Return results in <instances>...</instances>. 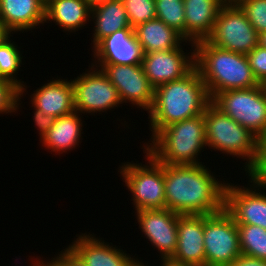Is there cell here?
I'll return each instance as SVG.
<instances>
[{
  "label": "cell",
  "instance_id": "22",
  "mask_svg": "<svg viewBox=\"0 0 266 266\" xmlns=\"http://www.w3.org/2000/svg\"><path fill=\"white\" fill-rule=\"evenodd\" d=\"M91 7L85 0H49L45 6V24L50 22L73 34L87 28L90 23Z\"/></svg>",
  "mask_w": 266,
  "mask_h": 266
},
{
  "label": "cell",
  "instance_id": "5",
  "mask_svg": "<svg viewBox=\"0 0 266 266\" xmlns=\"http://www.w3.org/2000/svg\"><path fill=\"white\" fill-rule=\"evenodd\" d=\"M206 145L211 152L242 159L241 173L252 167L257 158L258 138L210 102L204 110ZM246 160V161H245Z\"/></svg>",
  "mask_w": 266,
  "mask_h": 266
},
{
  "label": "cell",
  "instance_id": "32",
  "mask_svg": "<svg viewBox=\"0 0 266 266\" xmlns=\"http://www.w3.org/2000/svg\"><path fill=\"white\" fill-rule=\"evenodd\" d=\"M252 73L260 84L266 79V48L259 44L247 54Z\"/></svg>",
  "mask_w": 266,
  "mask_h": 266
},
{
  "label": "cell",
  "instance_id": "6",
  "mask_svg": "<svg viewBox=\"0 0 266 266\" xmlns=\"http://www.w3.org/2000/svg\"><path fill=\"white\" fill-rule=\"evenodd\" d=\"M144 162H123L119 165L120 179L125 183L126 190L135 211L145 209L166 208L164 186V164L159 163L146 149L143 150Z\"/></svg>",
  "mask_w": 266,
  "mask_h": 266
},
{
  "label": "cell",
  "instance_id": "2",
  "mask_svg": "<svg viewBox=\"0 0 266 266\" xmlns=\"http://www.w3.org/2000/svg\"><path fill=\"white\" fill-rule=\"evenodd\" d=\"M211 102L198 69L185 77L167 82L155 89L154 101L148 113L151 141L163 128L204 113Z\"/></svg>",
  "mask_w": 266,
  "mask_h": 266
},
{
  "label": "cell",
  "instance_id": "12",
  "mask_svg": "<svg viewBox=\"0 0 266 266\" xmlns=\"http://www.w3.org/2000/svg\"><path fill=\"white\" fill-rule=\"evenodd\" d=\"M247 179V185L227 182L224 209L237 225H256L266 229V188Z\"/></svg>",
  "mask_w": 266,
  "mask_h": 266
},
{
  "label": "cell",
  "instance_id": "9",
  "mask_svg": "<svg viewBox=\"0 0 266 266\" xmlns=\"http://www.w3.org/2000/svg\"><path fill=\"white\" fill-rule=\"evenodd\" d=\"M205 266H229L241 255L238 225L225 210L204 215Z\"/></svg>",
  "mask_w": 266,
  "mask_h": 266
},
{
  "label": "cell",
  "instance_id": "15",
  "mask_svg": "<svg viewBox=\"0 0 266 266\" xmlns=\"http://www.w3.org/2000/svg\"><path fill=\"white\" fill-rule=\"evenodd\" d=\"M75 237L68 247L86 266H131L137 259L136 254L133 256L132 252L131 255L96 234L86 232Z\"/></svg>",
  "mask_w": 266,
  "mask_h": 266
},
{
  "label": "cell",
  "instance_id": "1",
  "mask_svg": "<svg viewBox=\"0 0 266 266\" xmlns=\"http://www.w3.org/2000/svg\"><path fill=\"white\" fill-rule=\"evenodd\" d=\"M205 164H164L167 209L179 215H210L224 209L228 181H221Z\"/></svg>",
  "mask_w": 266,
  "mask_h": 266
},
{
  "label": "cell",
  "instance_id": "20",
  "mask_svg": "<svg viewBox=\"0 0 266 266\" xmlns=\"http://www.w3.org/2000/svg\"><path fill=\"white\" fill-rule=\"evenodd\" d=\"M83 118L77 111L56 118L51 128L39 139L44 150L55 152L54 156L75 150L84 137Z\"/></svg>",
  "mask_w": 266,
  "mask_h": 266
},
{
  "label": "cell",
  "instance_id": "21",
  "mask_svg": "<svg viewBox=\"0 0 266 266\" xmlns=\"http://www.w3.org/2000/svg\"><path fill=\"white\" fill-rule=\"evenodd\" d=\"M185 39L192 42L206 39L213 31L221 0H183Z\"/></svg>",
  "mask_w": 266,
  "mask_h": 266
},
{
  "label": "cell",
  "instance_id": "42",
  "mask_svg": "<svg viewBox=\"0 0 266 266\" xmlns=\"http://www.w3.org/2000/svg\"><path fill=\"white\" fill-rule=\"evenodd\" d=\"M259 85L263 91L265 98H266V79L263 82H261Z\"/></svg>",
  "mask_w": 266,
  "mask_h": 266
},
{
  "label": "cell",
  "instance_id": "23",
  "mask_svg": "<svg viewBox=\"0 0 266 266\" xmlns=\"http://www.w3.org/2000/svg\"><path fill=\"white\" fill-rule=\"evenodd\" d=\"M91 48L116 31L131 27L122 0H108L91 8Z\"/></svg>",
  "mask_w": 266,
  "mask_h": 266
},
{
  "label": "cell",
  "instance_id": "26",
  "mask_svg": "<svg viewBox=\"0 0 266 266\" xmlns=\"http://www.w3.org/2000/svg\"><path fill=\"white\" fill-rule=\"evenodd\" d=\"M241 254L266 260V229L256 225H238Z\"/></svg>",
  "mask_w": 266,
  "mask_h": 266
},
{
  "label": "cell",
  "instance_id": "8",
  "mask_svg": "<svg viewBox=\"0 0 266 266\" xmlns=\"http://www.w3.org/2000/svg\"><path fill=\"white\" fill-rule=\"evenodd\" d=\"M211 102L258 139L266 135V98L260 85L223 91Z\"/></svg>",
  "mask_w": 266,
  "mask_h": 266
},
{
  "label": "cell",
  "instance_id": "18",
  "mask_svg": "<svg viewBox=\"0 0 266 266\" xmlns=\"http://www.w3.org/2000/svg\"><path fill=\"white\" fill-rule=\"evenodd\" d=\"M57 77V78H56ZM40 85L29 99L30 104L40 109L45 115L55 118L67 115L74 110L73 85L70 80L58 75Z\"/></svg>",
  "mask_w": 266,
  "mask_h": 266
},
{
  "label": "cell",
  "instance_id": "35",
  "mask_svg": "<svg viewBox=\"0 0 266 266\" xmlns=\"http://www.w3.org/2000/svg\"><path fill=\"white\" fill-rule=\"evenodd\" d=\"M229 266H266V260L241 254Z\"/></svg>",
  "mask_w": 266,
  "mask_h": 266
},
{
  "label": "cell",
  "instance_id": "16",
  "mask_svg": "<svg viewBox=\"0 0 266 266\" xmlns=\"http://www.w3.org/2000/svg\"><path fill=\"white\" fill-rule=\"evenodd\" d=\"M89 50L94 58L91 64L139 65L144 55L133 27L114 32Z\"/></svg>",
  "mask_w": 266,
  "mask_h": 266
},
{
  "label": "cell",
  "instance_id": "31",
  "mask_svg": "<svg viewBox=\"0 0 266 266\" xmlns=\"http://www.w3.org/2000/svg\"><path fill=\"white\" fill-rule=\"evenodd\" d=\"M20 89L11 81L0 79V115L18 114L17 99Z\"/></svg>",
  "mask_w": 266,
  "mask_h": 266
},
{
  "label": "cell",
  "instance_id": "24",
  "mask_svg": "<svg viewBox=\"0 0 266 266\" xmlns=\"http://www.w3.org/2000/svg\"><path fill=\"white\" fill-rule=\"evenodd\" d=\"M134 32L143 53L179 48L186 39L158 18L141 23Z\"/></svg>",
  "mask_w": 266,
  "mask_h": 266
},
{
  "label": "cell",
  "instance_id": "36",
  "mask_svg": "<svg viewBox=\"0 0 266 266\" xmlns=\"http://www.w3.org/2000/svg\"><path fill=\"white\" fill-rule=\"evenodd\" d=\"M43 259L44 258L43 257L41 258V256L40 257L39 256H36V258L32 256L30 258V260H29L30 261V264H31V265L29 264V266H48V262L46 260H43Z\"/></svg>",
  "mask_w": 266,
  "mask_h": 266
},
{
  "label": "cell",
  "instance_id": "28",
  "mask_svg": "<svg viewBox=\"0 0 266 266\" xmlns=\"http://www.w3.org/2000/svg\"><path fill=\"white\" fill-rule=\"evenodd\" d=\"M130 26L156 18L155 0H122Z\"/></svg>",
  "mask_w": 266,
  "mask_h": 266
},
{
  "label": "cell",
  "instance_id": "34",
  "mask_svg": "<svg viewBox=\"0 0 266 266\" xmlns=\"http://www.w3.org/2000/svg\"><path fill=\"white\" fill-rule=\"evenodd\" d=\"M31 107H33V120L37 128V133L41 138L54 124L55 117L45 115L40 109L35 108L32 104Z\"/></svg>",
  "mask_w": 266,
  "mask_h": 266
},
{
  "label": "cell",
  "instance_id": "3",
  "mask_svg": "<svg viewBox=\"0 0 266 266\" xmlns=\"http://www.w3.org/2000/svg\"><path fill=\"white\" fill-rule=\"evenodd\" d=\"M195 67L212 100L226 90L252 88L259 85L247 55L210 44L206 39L195 42Z\"/></svg>",
  "mask_w": 266,
  "mask_h": 266
},
{
  "label": "cell",
  "instance_id": "44",
  "mask_svg": "<svg viewBox=\"0 0 266 266\" xmlns=\"http://www.w3.org/2000/svg\"><path fill=\"white\" fill-rule=\"evenodd\" d=\"M41 1H43L46 4L49 0H41Z\"/></svg>",
  "mask_w": 266,
  "mask_h": 266
},
{
  "label": "cell",
  "instance_id": "25",
  "mask_svg": "<svg viewBox=\"0 0 266 266\" xmlns=\"http://www.w3.org/2000/svg\"><path fill=\"white\" fill-rule=\"evenodd\" d=\"M13 35L14 34H10L0 43V78L11 81L20 89L17 99V111H19V109L23 107L21 106V100H24L23 96H26V93L27 95L29 94L26 82L21 81L22 79L17 77V75H19V71L21 70L20 67L25 64L22 60L25 56H23V52L20 51L22 46H18V43L12 40L13 38H16L13 37Z\"/></svg>",
  "mask_w": 266,
  "mask_h": 266
},
{
  "label": "cell",
  "instance_id": "41",
  "mask_svg": "<svg viewBox=\"0 0 266 266\" xmlns=\"http://www.w3.org/2000/svg\"><path fill=\"white\" fill-rule=\"evenodd\" d=\"M159 266H185V265H177L170 261H166V262H161Z\"/></svg>",
  "mask_w": 266,
  "mask_h": 266
},
{
  "label": "cell",
  "instance_id": "7",
  "mask_svg": "<svg viewBox=\"0 0 266 266\" xmlns=\"http://www.w3.org/2000/svg\"><path fill=\"white\" fill-rule=\"evenodd\" d=\"M88 68L76 78L71 79L74 110L82 113L83 116L88 114L95 116V113L102 115L104 112L107 113L109 110L125 105L120 99L118 90L102 69L92 64H89Z\"/></svg>",
  "mask_w": 266,
  "mask_h": 266
},
{
  "label": "cell",
  "instance_id": "10",
  "mask_svg": "<svg viewBox=\"0 0 266 266\" xmlns=\"http://www.w3.org/2000/svg\"><path fill=\"white\" fill-rule=\"evenodd\" d=\"M259 34L236 3L223 4L206 40L224 50L247 55L258 45Z\"/></svg>",
  "mask_w": 266,
  "mask_h": 266
},
{
  "label": "cell",
  "instance_id": "17",
  "mask_svg": "<svg viewBox=\"0 0 266 266\" xmlns=\"http://www.w3.org/2000/svg\"><path fill=\"white\" fill-rule=\"evenodd\" d=\"M177 232V248L170 262L205 266L204 215H179Z\"/></svg>",
  "mask_w": 266,
  "mask_h": 266
},
{
  "label": "cell",
  "instance_id": "11",
  "mask_svg": "<svg viewBox=\"0 0 266 266\" xmlns=\"http://www.w3.org/2000/svg\"><path fill=\"white\" fill-rule=\"evenodd\" d=\"M102 69L118 90L122 103L148 112L154 101L155 88L145 75L142 64H92Z\"/></svg>",
  "mask_w": 266,
  "mask_h": 266
},
{
  "label": "cell",
  "instance_id": "14",
  "mask_svg": "<svg viewBox=\"0 0 266 266\" xmlns=\"http://www.w3.org/2000/svg\"><path fill=\"white\" fill-rule=\"evenodd\" d=\"M144 239L159 253L161 262L170 261L177 248L179 214L167 208L134 211Z\"/></svg>",
  "mask_w": 266,
  "mask_h": 266
},
{
  "label": "cell",
  "instance_id": "40",
  "mask_svg": "<svg viewBox=\"0 0 266 266\" xmlns=\"http://www.w3.org/2000/svg\"><path fill=\"white\" fill-rule=\"evenodd\" d=\"M139 259V260H138ZM149 264V265H148ZM131 266H151V264L150 263H144V261L141 259V261H140V257L139 258H137L135 261H134V263L131 265Z\"/></svg>",
  "mask_w": 266,
  "mask_h": 266
},
{
  "label": "cell",
  "instance_id": "39",
  "mask_svg": "<svg viewBox=\"0 0 266 266\" xmlns=\"http://www.w3.org/2000/svg\"><path fill=\"white\" fill-rule=\"evenodd\" d=\"M85 1L92 8V7H94V6L98 5V4L104 3V2H106L108 0H85Z\"/></svg>",
  "mask_w": 266,
  "mask_h": 266
},
{
  "label": "cell",
  "instance_id": "29",
  "mask_svg": "<svg viewBox=\"0 0 266 266\" xmlns=\"http://www.w3.org/2000/svg\"><path fill=\"white\" fill-rule=\"evenodd\" d=\"M236 4L258 34L266 31V0H239Z\"/></svg>",
  "mask_w": 266,
  "mask_h": 266
},
{
  "label": "cell",
  "instance_id": "13",
  "mask_svg": "<svg viewBox=\"0 0 266 266\" xmlns=\"http://www.w3.org/2000/svg\"><path fill=\"white\" fill-rule=\"evenodd\" d=\"M185 44L191 46L189 52H185L188 51L184 48ZM194 44L186 40L179 48L154 51L143 55L144 73L155 89L167 82L185 77L195 68Z\"/></svg>",
  "mask_w": 266,
  "mask_h": 266
},
{
  "label": "cell",
  "instance_id": "27",
  "mask_svg": "<svg viewBox=\"0 0 266 266\" xmlns=\"http://www.w3.org/2000/svg\"><path fill=\"white\" fill-rule=\"evenodd\" d=\"M156 18L174 28L185 38V11L183 0H155Z\"/></svg>",
  "mask_w": 266,
  "mask_h": 266
},
{
  "label": "cell",
  "instance_id": "19",
  "mask_svg": "<svg viewBox=\"0 0 266 266\" xmlns=\"http://www.w3.org/2000/svg\"><path fill=\"white\" fill-rule=\"evenodd\" d=\"M45 6L41 0H0L2 23L11 34L40 29L45 25Z\"/></svg>",
  "mask_w": 266,
  "mask_h": 266
},
{
  "label": "cell",
  "instance_id": "38",
  "mask_svg": "<svg viewBox=\"0 0 266 266\" xmlns=\"http://www.w3.org/2000/svg\"><path fill=\"white\" fill-rule=\"evenodd\" d=\"M258 44L261 47L266 48V31L259 34Z\"/></svg>",
  "mask_w": 266,
  "mask_h": 266
},
{
  "label": "cell",
  "instance_id": "33",
  "mask_svg": "<svg viewBox=\"0 0 266 266\" xmlns=\"http://www.w3.org/2000/svg\"><path fill=\"white\" fill-rule=\"evenodd\" d=\"M55 255L47 260L48 266H86L68 246Z\"/></svg>",
  "mask_w": 266,
  "mask_h": 266
},
{
  "label": "cell",
  "instance_id": "30",
  "mask_svg": "<svg viewBox=\"0 0 266 266\" xmlns=\"http://www.w3.org/2000/svg\"><path fill=\"white\" fill-rule=\"evenodd\" d=\"M245 174L253 183L266 188V135L258 139L257 158Z\"/></svg>",
  "mask_w": 266,
  "mask_h": 266
},
{
  "label": "cell",
  "instance_id": "4",
  "mask_svg": "<svg viewBox=\"0 0 266 266\" xmlns=\"http://www.w3.org/2000/svg\"><path fill=\"white\" fill-rule=\"evenodd\" d=\"M141 149H146L161 164H203L200 154L208 150L204 114L163 128L151 141L145 142Z\"/></svg>",
  "mask_w": 266,
  "mask_h": 266
},
{
  "label": "cell",
  "instance_id": "37",
  "mask_svg": "<svg viewBox=\"0 0 266 266\" xmlns=\"http://www.w3.org/2000/svg\"><path fill=\"white\" fill-rule=\"evenodd\" d=\"M11 33L5 28L3 23H0V43L7 38Z\"/></svg>",
  "mask_w": 266,
  "mask_h": 266
},
{
  "label": "cell",
  "instance_id": "43",
  "mask_svg": "<svg viewBox=\"0 0 266 266\" xmlns=\"http://www.w3.org/2000/svg\"><path fill=\"white\" fill-rule=\"evenodd\" d=\"M224 4L237 3L239 0H221Z\"/></svg>",
  "mask_w": 266,
  "mask_h": 266
}]
</instances>
